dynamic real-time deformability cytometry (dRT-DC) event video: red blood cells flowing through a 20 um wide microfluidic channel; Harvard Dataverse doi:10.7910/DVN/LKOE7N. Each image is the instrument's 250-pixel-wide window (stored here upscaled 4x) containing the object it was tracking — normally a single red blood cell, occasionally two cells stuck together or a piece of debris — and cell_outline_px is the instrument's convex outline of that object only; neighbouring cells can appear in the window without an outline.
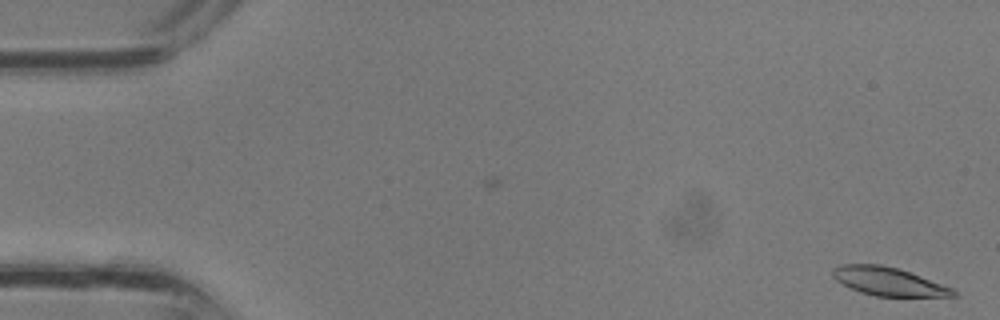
{"species": "common noctule bat (a hibernating species)", "species_latin": "Nyctalus noctula", "temperature_condition": "room temperature", "stored_images_in_passage": 6, "camera_frame_rate_fps": 3000, "um_per_image_px": 0.085, "animal": {"sex": "male", "body_mass_g": 13.3}, "frame": {"image": 1, "passage_image": 1, "time_ms": 0.0, "image_size_px": [1000, 320], "cell_outline_px": [[956, 296], [876, 296], [860, 292], [836, 280], [832, 276], [832, 268], [840, 264], [880, 264], [900, 268], [952, 288], [956, 292]], "centroid_in_image_um": [75.49, 23.9], "position_along_channel_um": 9.5, "area_um2": 19.77}}